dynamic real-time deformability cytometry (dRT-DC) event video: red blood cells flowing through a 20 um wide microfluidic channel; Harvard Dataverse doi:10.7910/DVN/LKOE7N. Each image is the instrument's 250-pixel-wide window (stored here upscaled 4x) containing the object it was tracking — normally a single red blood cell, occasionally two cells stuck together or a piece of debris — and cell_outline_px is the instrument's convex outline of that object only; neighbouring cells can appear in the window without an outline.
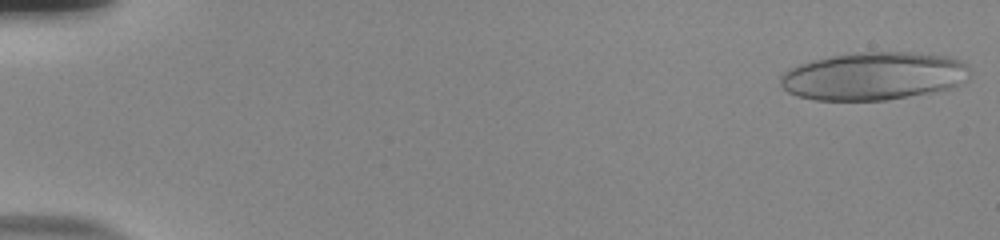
{"species": "human", "species_latin": "Homo sapiens", "temperature_condition": "room temperature", "stored_images_in_passage": 53, "camera_frame_rate_fps": 3000, "um_per_image_px": 0.085, "donor": {"sex": "male"}, "frame": {"image": 1, "passage_image": 1, "time_ms": 0.0, "image_size_px": [1000, 240], "cell_outline_px": [[972, 72], [968, 80], [956, 88], [940, 92], [884, 100], [816, 100], [800, 96], [788, 92], [780, 84], [780, 76], [784, 72], [792, 68], [816, 60], [832, 56], [864, 52], [912, 52], [948, 56], [960, 60], [968, 64]], "centroid_in_image_um": [74.41, 6.48], "position_along_channel_um": 10.6, "area_um2": 53.29}}
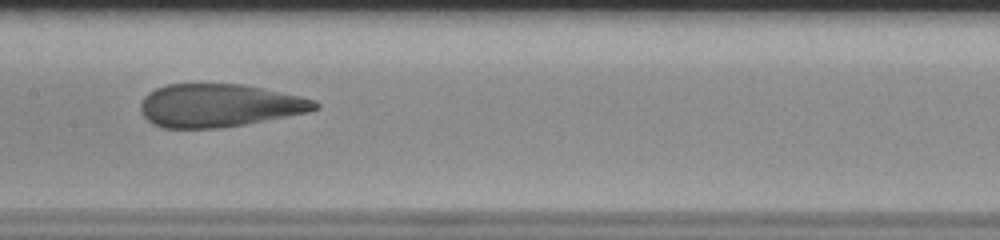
{"frame": {"image": 2, "passage_image": 28, "time_ms": 9.0, "image_size_px": [1000, 240], "cell_outline_px": [[320, 108], [308, 112], [244, 124], [220, 128], [164, 128], [152, 124], [140, 112], [140, 104], [144, 96], [148, 92], [156, 88], [168, 84], [240, 84], [264, 88], [300, 96], [316, 100], [320, 104]], "centroid_in_image_um": [18.62, 8.96], "position_along_channel_um": 188.8, "area_um2": 43.81}}
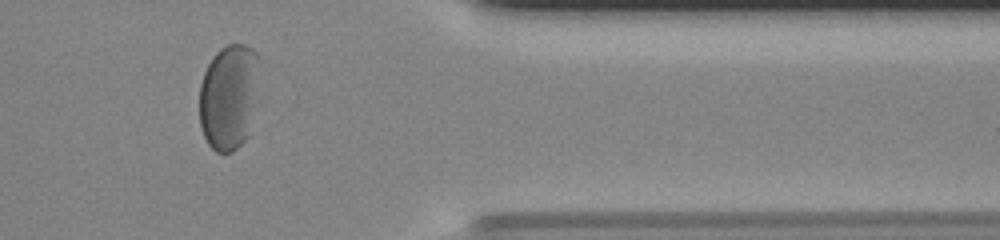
{"frame": {"image": 3, "passage_image": 45, "time_ms": 14.667, "image_size_px": [1000, 240], "cell_outline_px": [[260, 56], [248, 136], [232, 152], [216, 152], [208, 144], [204, 136], [200, 124], [200, 84], [204, 72], [212, 56], [220, 48], [228, 44], [244, 44], [252, 48]], "centroid_in_image_um": [19.42, 8.19], "position_along_channel_um": 392.0, "area_um2": 36.53}, "authors_computed_cell_mechanics": {"area_um2": 45.5464, "velocity_mm_per_s": 3.8065, "shape_relaxation_time_tau1_ms": 11.0271, "shape_relaxation_time_tau2_ms": 1.134, "deformation_change_tau1": 0.2841, "deformation_change_tau2": 0.081}}